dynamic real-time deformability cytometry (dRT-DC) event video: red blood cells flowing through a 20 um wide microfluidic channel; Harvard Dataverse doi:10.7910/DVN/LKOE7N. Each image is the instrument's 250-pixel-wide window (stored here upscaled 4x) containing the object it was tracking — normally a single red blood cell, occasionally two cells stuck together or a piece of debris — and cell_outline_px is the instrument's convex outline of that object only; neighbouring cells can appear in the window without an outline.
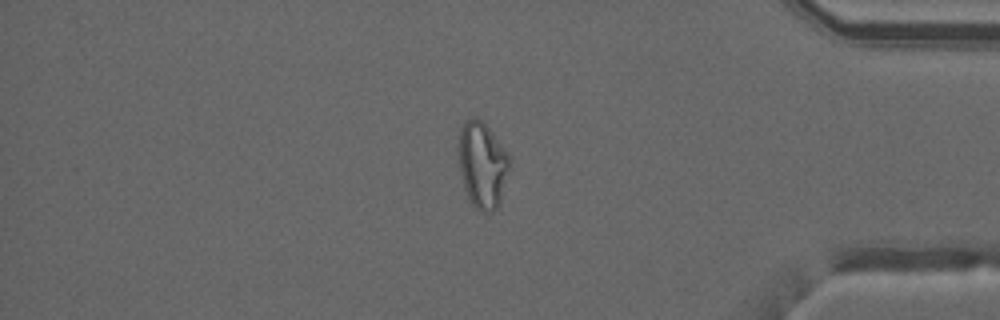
{"species": "common noctule bat (a hibernating species)", "species_latin": "Nyctalus noctula", "temperature_condition": "warm", "stored_images_in_passage": 31, "camera_frame_rate_fps": 3000, "um_per_image_px": 0.085, "animal": {"sex": "male", "forearm_length_mm": 52.5}, "frame": {"image": 1, "passage_image": 27, "time_ms": 8.667, "image_size_px": [1000, 320], "cell_outline_px": [[512, 156], [500, 204], [496, 208], [488, 212], [480, 212], [472, 204], [464, 188], [460, 172], [456, 144], [460, 128], [464, 120], [472, 116], [476, 116], [488, 128]], "centroid_in_image_um": [40.98, 13.97], "position_along_channel_um": 394.2, "area_um2": 26.18}}